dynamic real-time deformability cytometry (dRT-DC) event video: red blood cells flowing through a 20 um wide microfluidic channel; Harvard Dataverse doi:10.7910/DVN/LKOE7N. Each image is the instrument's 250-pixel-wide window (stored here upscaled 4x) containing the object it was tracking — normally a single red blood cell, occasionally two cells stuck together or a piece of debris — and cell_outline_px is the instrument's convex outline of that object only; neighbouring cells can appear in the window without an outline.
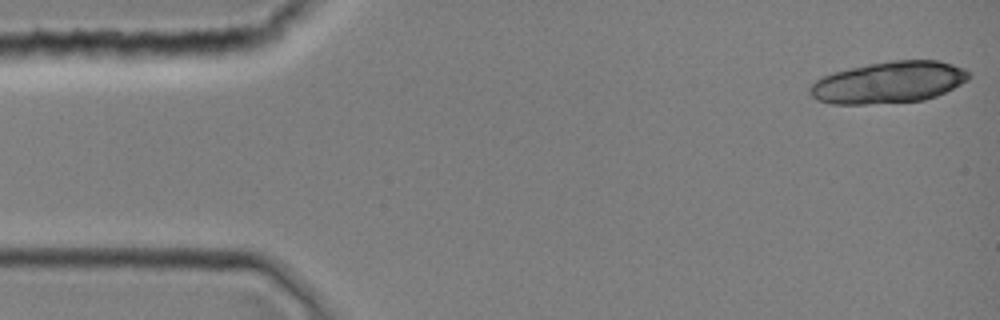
{"species": "common noctule bat (a hibernating species)", "species_latin": "Nyctalus noctula", "temperature_condition": "room temperature", "stored_images_in_passage": 11, "camera_frame_rate_fps": 3000, "um_per_image_px": 0.085, "animal": {"sex": "female", "body_mass_g": 19.0, "forearm_length_mm": 51.5}, "frame": {"image": 1, "passage_image": 1, "time_ms": 0.0, "image_size_px": [1000, 320], "cell_outline_px": [[972, 76], [968, 80], [936, 96], [924, 100], [864, 104], [832, 104], [816, 100], [808, 92], [808, 88], [816, 80], [832, 72], [868, 64], [892, 60], [940, 60], [964, 68]], "centroid_in_image_um": [75.53, 6.99], "position_along_channel_um": 9.5, "area_um2": 38.55}}